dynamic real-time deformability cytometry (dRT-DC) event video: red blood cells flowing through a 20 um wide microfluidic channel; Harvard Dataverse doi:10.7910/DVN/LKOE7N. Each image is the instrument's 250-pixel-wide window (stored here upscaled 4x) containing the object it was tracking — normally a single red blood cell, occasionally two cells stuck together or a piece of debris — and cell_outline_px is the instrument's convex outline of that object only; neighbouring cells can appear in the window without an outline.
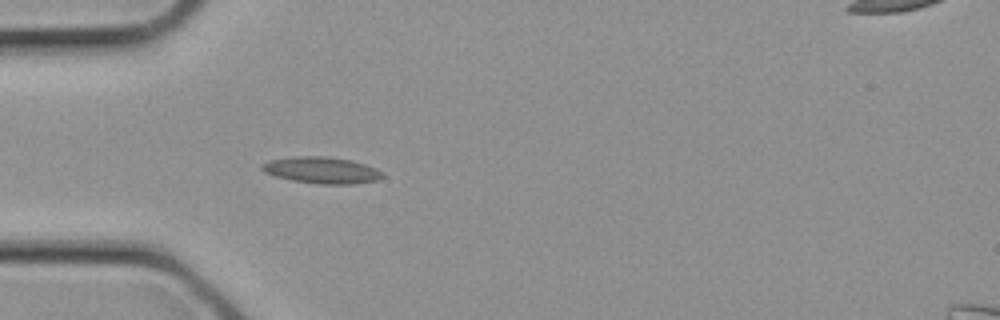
{"species": "common noctule bat (a hibernating species)", "species_latin": "Nyctalus noctula", "temperature_condition": "cold", "stored_images_in_passage": 10, "camera_frame_rate_fps": 3000, "um_per_image_px": 0.085, "animal": {"sex": "female", "body_mass_g": 21.9}, "frame": {"image": 1, "passage_image": 3, "time_ms": 0.667, "image_size_px": [1000, 320], "cell_outline_px": [[384, 176], [380, 180], [352, 184], [320, 184], [292, 180], [276, 176], [264, 172], [260, 168], [260, 164], [268, 160], [296, 156], [324, 156], [352, 160], [376, 168], [384, 172]], "centroid_in_image_um": [27.36, 14.46], "position_along_channel_um": 57.6, "area_um2": 18.79}}
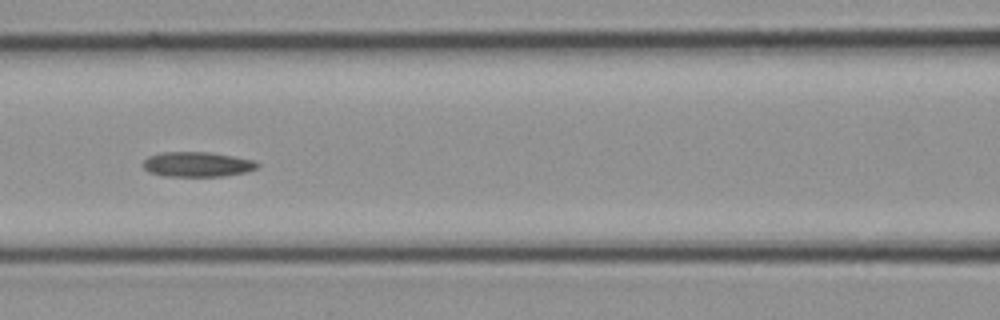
{"frame": {"image": 2, "passage_image": 7, "time_ms": 2.0, "image_size_px": [1000, 320], "cell_outline_px": [[260, 164], [256, 168], [244, 172], [224, 176], [164, 176], [148, 172], [144, 168], [144, 160], [148, 156], [164, 152], [212, 152], [256, 160]], "centroid_in_image_um": [16.78, 13.96], "position_along_channel_um": 149.8, "area_um2": 16.65}}
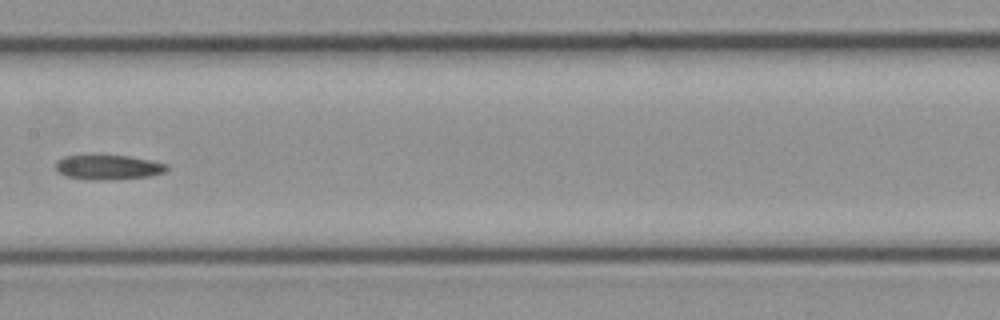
{"frame": {"image": 3, "passage_image": 9, "time_ms": 2.667, "image_size_px": [1000, 320], "cell_outline_px": [[168, 168], [164, 172], [152, 176], [116, 180], [104, 180], [68, 176], [60, 172], [56, 168], [56, 160], [64, 156], [92, 152], [128, 156], [152, 160], [168, 164]], "centroid_in_image_um": [9.21, 14.16], "position_along_channel_um": 198.2, "area_um2": 16.7}}